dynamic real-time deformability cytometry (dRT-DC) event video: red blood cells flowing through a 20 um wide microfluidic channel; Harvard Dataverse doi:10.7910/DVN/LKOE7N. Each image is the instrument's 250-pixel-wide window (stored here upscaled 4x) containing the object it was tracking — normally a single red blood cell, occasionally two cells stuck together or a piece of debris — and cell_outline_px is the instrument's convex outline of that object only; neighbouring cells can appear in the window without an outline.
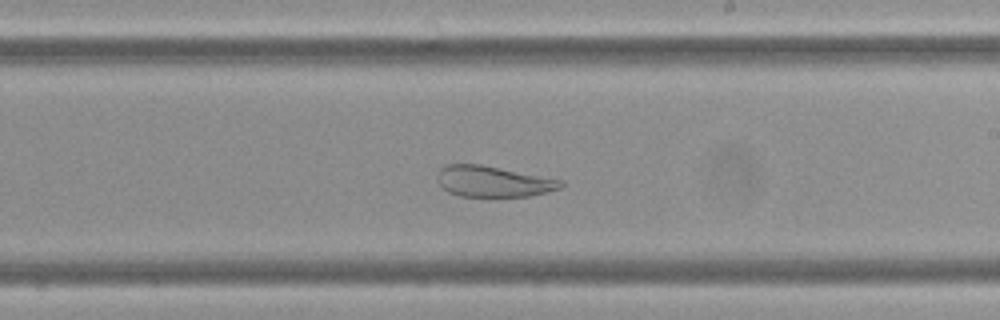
{"species": "Egyptian fruit bat (a non-hibernating species)", "species_latin": "Rousettus aegyptiacus", "temperature_condition": "cold", "stored_images_in_passage": 57, "camera_frame_rate_fps": 3000, "um_per_image_px": 0.085, "frame": {"image": 1, "passage_image": 33, "time_ms": 10.667, "image_size_px": [1000, 320], "cell_outline_px": [[564, 184], [560, 188], [528, 196], [460, 196], [448, 192], [440, 184], [436, 176], [440, 168], [448, 164], [480, 164], [564, 180]], "centroid_in_image_um": [41.91, 15.41], "position_along_channel_um": 247.1, "area_um2": 22.08}}
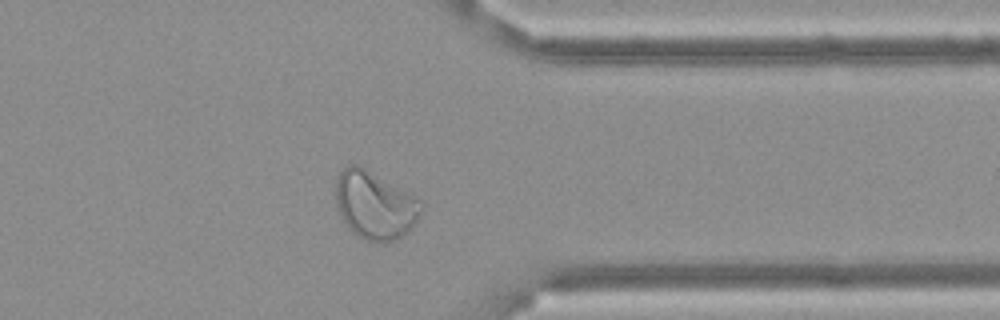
{"frame": {"image": 2, "passage_image": 45, "time_ms": 14.667, "image_size_px": [1000, 320], "cell_outline_px": [[424, 208], [408, 232], [396, 240], [364, 240], [356, 236], [352, 232], [340, 216], [336, 204], [336, 176], [348, 164], [360, 164], [416, 196], [424, 204]], "centroid_in_image_um": [31.86, 17.4], "position_along_channel_um": 379.5, "area_um2": 34.04}}
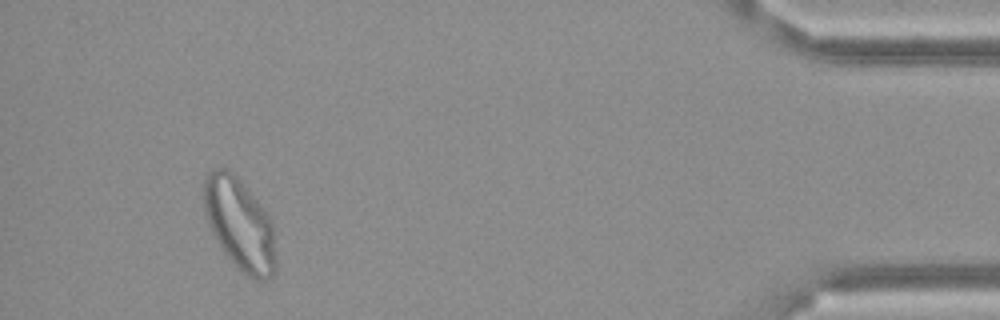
{"frame": {"image": 3, "passage_image": 53, "time_ms": 17.333, "image_size_px": [1000, 320], "cell_outline_px": [[276, 268], [272, 276], [264, 280], [256, 280], [248, 276], [224, 252], [216, 240], [208, 224], [204, 208], [204, 176], [208, 172], [216, 168], [228, 168], [240, 180], [260, 204], [272, 220], [276, 264]], "centroid_in_image_um": [20.37, 19.03], "position_along_channel_um": 414.8, "area_um2": 38.21}}